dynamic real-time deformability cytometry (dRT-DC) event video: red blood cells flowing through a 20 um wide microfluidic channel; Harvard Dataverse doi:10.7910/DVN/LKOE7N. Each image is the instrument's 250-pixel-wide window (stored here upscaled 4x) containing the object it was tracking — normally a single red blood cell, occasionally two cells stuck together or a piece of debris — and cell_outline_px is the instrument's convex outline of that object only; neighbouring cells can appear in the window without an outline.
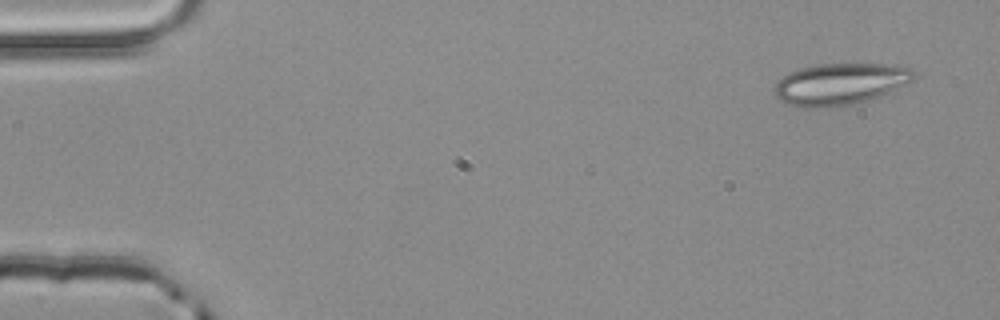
{"species": "common noctule bat (a hibernating species)", "species_latin": "Nyctalus noctula", "temperature_condition": "room temperature", "stored_images_in_passage": 3, "camera_frame_rate_fps": 3000, "um_per_image_px": 0.085, "animal": {"sex": "male", "body_mass_g": 20.4}, "frame": {"image": 1, "passage_image": 1, "time_ms": 0.0, "image_size_px": [1000, 320], "cell_outline_px": [[916, 76], [908, 84], [880, 96], [868, 100], [852, 104], [824, 108], [804, 108], [788, 104], [780, 100], [772, 92], [772, 88], [788, 72], [800, 68], [820, 64], [892, 64], [912, 68], [916, 72]], "centroid_in_image_um": [71.42, 7.14], "position_along_channel_um": 13.6, "area_um2": 34.16}}